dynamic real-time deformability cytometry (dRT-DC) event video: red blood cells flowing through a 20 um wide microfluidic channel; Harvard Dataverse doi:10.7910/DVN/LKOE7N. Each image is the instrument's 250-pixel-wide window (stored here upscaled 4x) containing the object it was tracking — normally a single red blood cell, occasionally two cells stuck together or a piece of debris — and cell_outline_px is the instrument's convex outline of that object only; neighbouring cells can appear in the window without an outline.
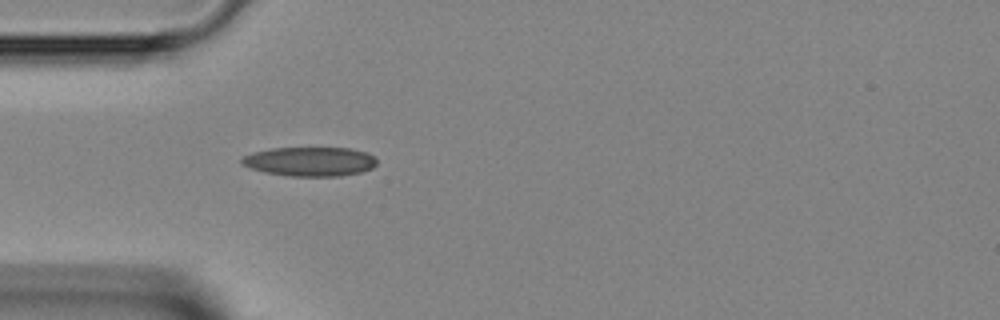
{"species": "Egyptian fruit bat (a non-hibernating species)", "species_latin": "Rousettus aegyptiacus", "temperature_condition": "room temperature", "stored_images_in_passage": 26, "camera_frame_rate_fps": 3000, "um_per_image_px": 0.085, "animal": {"sex": "female"}, "frame": {"image": 1, "passage_image": 1, "time_ms": 0.0, "image_size_px": [1000, 320], "cell_outline_px": [[376, 164], [372, 168], [360, 172], [340, 176], [288, 176], [264, 172], [248, 168], [240, 164], [240, 160], [244, 156], [252, 152], [272, 148], [352, 148], [368, 152], [376, 160]], "centroid_in_image_um": [26.31, 13.73], "position_along_channel_um": 58.7, "area_um2": 23.18}}
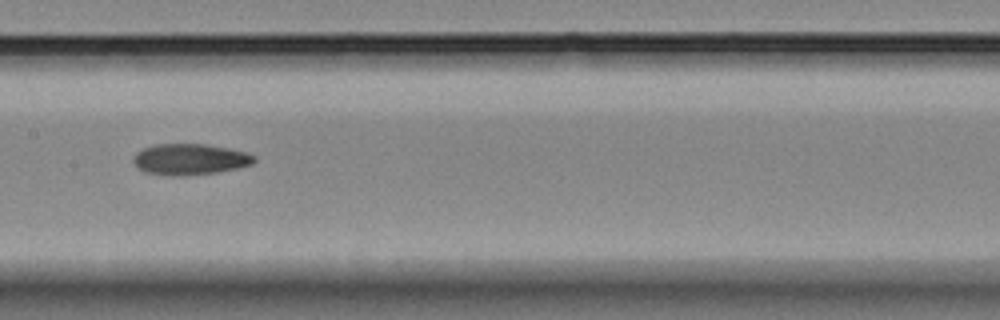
{"frame": {"image": 2, "passage_image": 10, "time_ms": 3.0, "image_size_px": [1000, 320], "cell_outline_px": [[256, 160], [252, 164], [240, 168], [216, 172], [184, 176], [144, 172], [132, 160], [136, 152], [144, 148], [156, 144], [204, 144], [228, 148], [248, 152], [256, 156]], "centroid_in_image_um": [16.2, 13.53], "position_along_channel_um": 191.2, "area_um2": 21.79}}
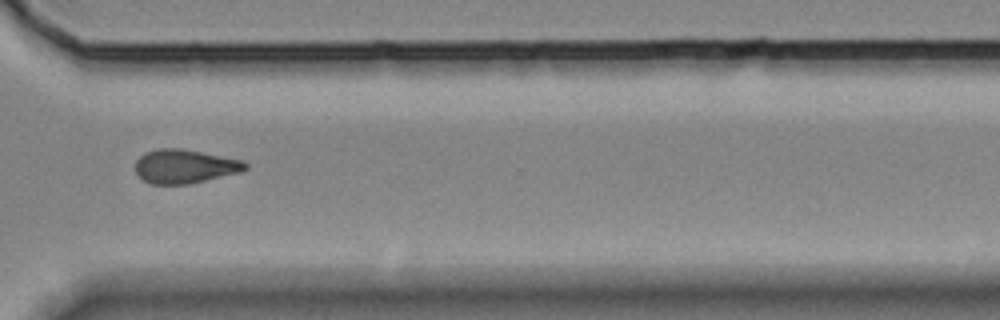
{"frame": {"image": 3, "passage_image": 21, "time_ms": 6.667, "image_size_px": [1000, 320], "cell_outline_px": [[248, 168], [240, 172], [188, 184], [148, 184], [136, 172], [136, 160], [144, 152], [156, 148], [180, 148], [244, 160], [248, 164]], "centroid_in_image_um": [15.7, 14.13], "position_along_channel_um": 354.9, "area_um2": 21.73}}